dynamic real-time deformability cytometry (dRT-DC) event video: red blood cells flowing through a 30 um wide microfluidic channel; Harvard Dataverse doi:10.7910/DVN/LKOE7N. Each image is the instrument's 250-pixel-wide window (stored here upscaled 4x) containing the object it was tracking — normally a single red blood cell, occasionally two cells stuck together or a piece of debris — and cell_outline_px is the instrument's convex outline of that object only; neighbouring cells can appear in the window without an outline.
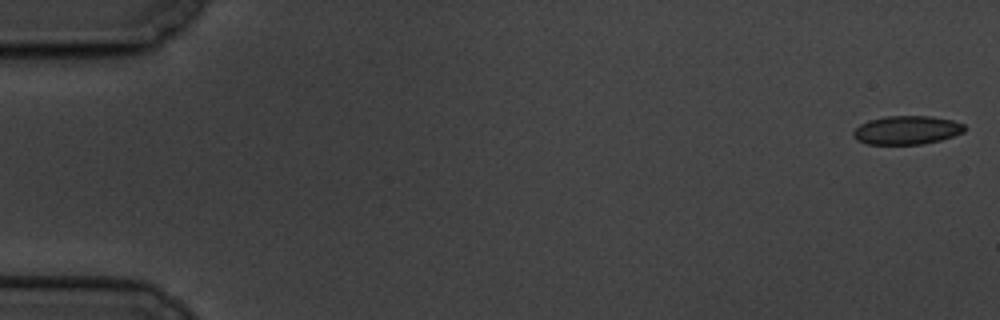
{"species": "common noctule bat (a hibernating species)", "species_latin": "Nyctalus noctula", "temperature_condition": "cold", "stored_images_in_passage": 5, "camera_frame_rate_fps": 3000, "um_per_image_px": 0.085, "animal": {"sex": "male", "body_mass_g": 19.5, "forearm_length_mm": 54.6}, "frame": {"image": 1, "passage_image": 1, "time_ms": 0.0, "image_size_px": [1000, 320], "cell_outline_px": [[964, 132], [940, 140], [924, 144], [868, 144], [856, 140], [852, 136], [852, 132], [860, 124], [868, 120], [884, 116], [932, 116], [952, 120], [964, 124]], "centroid_in_image_um": [77.04, 11.05], "position_along_channel_um": 8.0, "area_um2": 18.61}}
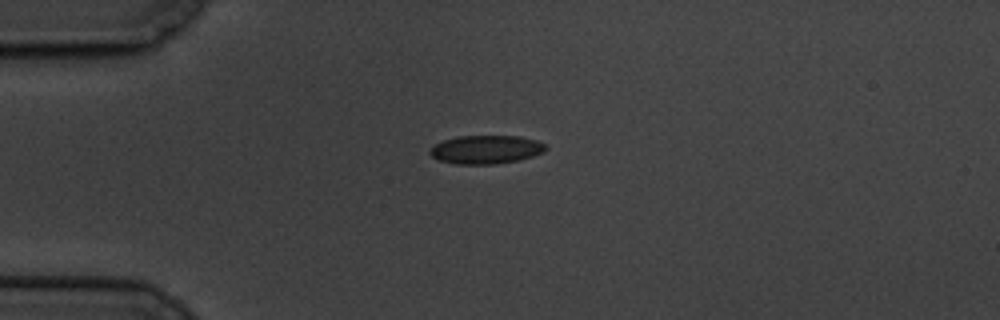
{"frame": {"image": 2, "passage_image": 5, "time_ms": 4.667, "image_size_px": [1000, 320], "cell_outline_px": [[548, 148], [544, 152], [520, 160], [496, 164], [456, 164], [440, 160], [432, 156], [428, 152], [436, 144], [444, 140], [456, 136], [520, 136], [536, 140], [544, 144]], "centroid_in_image_um": [41.33, 12.71], "position_along_channel_um": 43.7, "area_um2": 19.19}}